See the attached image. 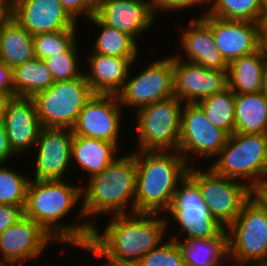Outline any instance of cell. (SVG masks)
I'll use <instances>...</instances> for the list:
<instances>
[{
    "mask_svg": "<svg viewBox=\"0 0 267 266\" xmlns=\"http://www.w3.org/2000/svg\"><path fill=\"white\" fill-rule=\"evenodd\" d=\"M136 160L135 213L165 214L189 165L178 151H133Z\"/></svg>",
    "mask_w": 267,
    "mask_h": 266,
    "instance_id": "3957f363",
    "label": "cell"
},
{
    "mask_svg": "<svg viewBox=\"0 0 267 266\" xmlns=\"http://www.w3.org/2000/svg\"><path fill=\"white\" fill-rule=\"evenodd\" d=\"M78 28L33 35L36 58L45 60L67 52L78 40ZM78 39V40H77Z\"/></svg>",
    "mask_w": 267,
    "mask_h": 266,
    "instance_id": "d6a6232c",
    "label": "cell"
},
{
    "mask_svg": "<svg viewBox=\"0 0 267 266\" xmlns=\"http://www.w3.org/2000/svg\"><path fill=\"white\" fill-rule=\"evenodd\" d=\"M189 22L188 27L182 28L179 38V45L184 51L182 56H186L184 61L207 69L227 71L228 63L215 45L211 28L200 18V15L198 18H191Z\"/></svg>",
    "mask_w": 267,
    "mask_h": 266,
    "instance_id": "44dd1931",
    "label": "cell"
},
{
    "mask_svg": "<svg viewBox=\"0 0 267 266\" xmlns=\"http://www.w3.org/2000/svg\"><path fill=\"white\" fill-rule=\"evenodd\" d=\"M119 266H143V265L140 263V261H136V262H126Z\"/></svg>",
    "mask_w": 267,
    "mask_h": 266,
    "instance_id": "c3c4849f",
    "label": "cell"
},
{
    "mask_svg": "<svg viewBox=\"0 0 267 266\" xmlns=\"http://www.w3.org/2000/svg\"><path fill=\"white\" fill-rule=\"evenodd\" d=\"M17 156L10 147L8 136L2 123H0V164H7V161Z\"/></svg>",
    "mask_w": 267,
    "mask_h": 266,
    "instance_id": "ab89813d",
    "label": "cell"
},
{
    "mask_svg": "<svg viewBox=\"0 0 267 266\" xmlns=\"http://www.w3.org/2000/svg\"><path fill=\"white\" fill-rule=\"evenodd\" d=\"M93 95L83 75L69 81H54L51 87L36 93L32 99L42 127L72 129Z\"/></svg>",
    "mask_w": 267,
    "mask_h": 266,
    "instance_id": "9c48e42d",
    "label": "cell"
},
{
    "mask_svg": "<svg viewBox=\"0 0 267 266\" xmlns=\"http://www.w3.org/2000/svg\"><path fill=\"white\" fill-rule=\"evenodd\" d=\"M198 1H199V3H200L203 7L206 6V8H207V9L204 10V12H203V14H204V13H206V12L210 9V6H211V7L213 6V4H214L217 0H198ZM204 5H205V6H204Z\"/></svg>",
    "mask_w": 267,
    "mask_h": 266,
    "instance_id": "bcb514c9",
    "label": "cell"
},
{
    "mask_svg": "<svg viewBox=\"0 0 267 266\" xmlns=\"http://www.w3.org/2000/svg\"><path fill=\"white\" fill-rule=\"evenodd\" d=\"M11 16L31 35L79 27L60 0H17Z\"/></svg>",
    "mask_w": 267,
    "mask_h": 266,
    "instance_id": "ac0fdd59",
    "label": "cell"
},
{
    "mask_svg": "<svg viewBox=\"0 0 267 266\" xmlns=\"http://www.w3.org/2000/svg\"><path fill=\"white\" fill-rule=\"evenodd\" d=\"M1 123L5 128L10 147L17 157L19 154H25L28 149L30 152L34 149L43 128L35 103L28 97H13L7 105Z\"/></svg>",
    "mask_w": 267,
    "mask_h": 266,
    "instance_id": "ffe728a7",
    "label": "cell"
},
{
    "mask_svg": "<svg viewBox=\"0 0 267 266\" xmlns=\"http://www.w3.org/2000/svg\"><path fill=\"white\" fill-rule=\"evenodd\" d=\"M183 105L172 96L135 111L139 148L133 150L178 151Z\"/></svg>",
    "mask_w": 267,
    "mask_h": 266,
    "instance_id": "ba28073f",
    "label": "cell"
},
{
    "mask_svg": "<svg viewBox=\"0 0 267 266\" xmlns=\"http://www.w3.org/2000/svg\"><path fill=\"white\" fill-rule=\"evenodd\" d=\"M24 206L0 204V234L24 216Z\"/></svg>",
    "mask_w": 267,
    "mask_h": 266,
    "instance_id": "74e56055",
    "label": "cell"
},
{
    "mask_svg": "<svg viewBox=\"0 0 267 266\" xmlns=\"http://www.w3.org/2000/svg\"><path fill=\"white\" fill-rule=\"evenodd\" d=\"M119 149L117 144L106 140L73 135L71 162L88 173L90 178L113 163L120 156L117 155Z\"/></svg>",
    "mask_w": 267,
    "mask_h": 266,
    "instance_id": "603a6c76",
    "label": "cell"
},
{
    "mask_svg": "<svg viewBox=\"0 0 267 266\" xmlns=\"http://www.w3.org/2000/svg\"><path fill=\"white\" fill-rule=\"evenodd\" d=\"M235 132L267 134V98L261 92L235 95Z\"/></svg>",
    "mask_w": 267,
    "mask_h": 266,
    "instance_id": "484cf974",
    "label": "cell"
},
{
    "mask_svg": "<svg viewBox=\"0 0 267 266\" xmlns=\"http://www.w3.org/2000/svg\"><path fill=\"white\" fill-rule=\"evenodd\" d=\"M185 266H222L228 259V237L178 241Z\"/></svg>",
    "mask_w": 267,
    "mask_h": 266,
    "instance_id": "4316f807",
    "label": "cell"
},
{
    "mask_svg": "<svg viewBox=\"0 0 267 266\" xmlns=\"http://www.w3.org/2000/svg\"><path fill=\"white\" fill-rule=\"evenodd\" d=\"M207 13L216 18L259 23L262 13L261 0H217Z\"/></svg>",
    "mask_w": 267,
    "mask_h": 266,
    "instance_id": "4dcf8cb0",
    "label": "cell"
},
{
    "mask_svg": "<svg viewBox=\"0 0 267 266\" xmlns=\"http://www.w3.org/2000/svg\"><path fill=\"white\" fill-rule=\"evenodd\" d=\"M144 65L139 74H131L117 94L122 107L138 109L174 96L172 55ZM133 75V77L131 76Z\"/></svg>",
    "mask_w": 267,
    "mask_h": 266,
    "instance_id": "8fae6325",
    "label": "cell"
},
{
    "mask_svg": "<svg viewBox=\"0 0 267 266\" xmlns=\"http://www.w3.org/2000/svg\"><path fill=\"white\" fill-rule=\"evenodd\" d=\"M95 16L103 24L129 34L137 42L136 38L156 21L150 0H97Z\"/></svg>",
    "mask_w": 267,
    "mask_h": 266,
    "instance_id": "d6986e66",
    "label": "cell"
},
{
    "mask_svg": "<svg viewBox=\"0 0 267 266\" xmlns=\"http://www.w3.org/2000/svg\"><path fill=\"white\" fill-rule=\"evenodd\" d=\"M12 4H14L17 0H9Z\"/></svg>",
    "mask_w": 267,
    "mask_h": 266,
    "instance_id": "f5cc1de1",
    "label": "cell"
},
{
    "mask_svg": "<svg viewBox=\"0 0 267 266\" xmlns=\"http://www.w3.org/2000/svg\"><path fill=\"white\" fill-rule=\"evenodd\" d=\"M260 48L267 55V13L263 14L259 22Z\"/></svg>",
    "mask_w": 267,
    "mask_h": 266,
    "instance_id": "60d3db41",
    "label": "cell"
},
{
    "mask_svg": "<svg viewBox=\"0 0 267 266\" xmlns=\"http://www.w3.org/2000/svg\"><path fill=\"white\" fill-rule=\"evenodd\" d=\"M199 166H190L187 175L198 185L210 215L227 228L254 191L241 181L217 175L210 168L201 169Z\"/></svg>",
    "mask_w": 267,
    "mask_h": 266,
    "instance_id": "30bf717a",
    "label": "cell"
},
{
    "mask_svg": "<svg viewBox=\"0 0 267 266\" xmlns=\"http://www.w3.org/2000/svg\"><path fill=\"white\" fill-rule=\"evenodd\" d=\"M112 217L102 233L97 224L92 227L90 241L84 249L97 258H104L100 266L140 261L167 239L170 225L165 215L133 213Z\"/></svg>",
    "mask_w": 267,
    "mask_h": 266,
    "instance_id": "7a4b0ae2",
    "label": "cell"
},
{
    "mask_svg": "<svg viewBox=\"0 0 267 266\" xmlns=\"http://www.w3.org/2000/svg\"><path fill=\"white\" fill-rule=\"evenodd\" d=\"M200 18L211 28L215 45L228 64L260 48L259 23L216 18L207 12Z\"/></svg>",
    "mask_w": 267,
    "mask_h": 266,
    "instance_id": "e0dca14e",
    "label": "cell"
},
{
    "mask_svg": "<svg viewBox=\"0 0 267 266\" xmlns=\"http://www.w3.org/2000/svg\"><path fill=\"white\" fill-rule=\"evenodd\" d=\"M254 194L267 207V179L259 185Z\"/></svg>",
    "mask_w": 267,
    "mask_h": 266,
    "instance_id": "b9f144b4",
    "label": "cell"
},
{
    "mask_svg": "<svg viewBox=\"0 0 267 266\" xmlns=\"http://www.w3.org/2000/svg\"><path fill=\"white\" fill-rule=\"evenodd\" d=\"M166 214L178 225L179 232L176 236L171 231L167 236L176 241L228 237L226 228L210 215L198 185L188 175L178 185ZM182 233H185L184 238Z\"/></svg>",
    "mask_w": 267,
    "mask_h": 266,
    "instance_id": "8992f818",
    "label": "cell"
},
{
    "mask_svg": "<svg viewBox=\"0 0 267 266\" xmlns=\"http://www.w3.org/2000/svg\"><path fill=\"white\" fill-rule=\"evenodd\" d=\"M67 12L77 21L79 17L89 19L95 15L97 0H60Z\"/></svg>",
    "mask_w": 267,
    "mask_h": 266,
    "instance_id": "d590c367",
    "label": "cell"
},
{
    "mask_svg": "<svg viewBox=\"0 0 267 266\" xmlns=\"http://www.w3.org/2000/svg\"><path fill=\"white\" fill-rule=\"evenodd\" d=\"M0 3H11L9 0H0Z\"/></svg>",
    "mask_w": 267,
    "mask_h": 266,
    "instance_id": "816d5d0a",
    "label": "cell"
},
{
    "mask_svg": "<svg viewBox=\"0 0 267 266\" xmlns=\"http://www.w3.org/2000/svg\"><path fill=\"white\" fill-rule=\"evenodd\" d=\"M73 132L69 128L43 127L36 142L34 180H66L70 170ZM66 176V177H65Z\"/></svg>",
    "mask_w": 267,
    "mask_h": 266,
    "instance_id": "9a60e30c",
    "label": "cell"
},
{
    "mask_svg": "<svg viewBox=\"0 0 267 266\" xmlns=\"http://www.w3.org/2000/svg\"><path fill=\"white\" fill-rule=\"evenodd\" d=\"M2 25H3V23H0V33H1Z\"/></svg>",
    "mask_w": 267,
    "mask_h": 266,
    "instance_id": "db71d44e",
    "label": "cell"
},
{
    "mask_svg": "<svg viewBox=\"0 0 267 266\" xmlns=\"http://www.w3.org/2000/svg\"><path fill=\"white\" fill-rule=\"evenodd\" d=\"M50 243L56 244L37 222L23 216L0 234V263L22 264L36 260Z\"/></svg>",
    "mask_w": 267,
    "mask_h": 266,
    "instance_id": "2e32d148",
    "label": "cell"
},
{
    "mask_svg": "<svg viewBox=\"0 0 267 266\" xmlns=\"http://www.w3.org/2000/svg\"><path fill=\"white\" fill-rule=\"evenodd\" d=\"M212 162L209 168L215 174L255 191L267 179V134L232 133Z\"/></svg>",
    "mask_w": 267,
    "mask_h": 266,
    "instance_id": "5b68a950",
    "label": "cell"
},
{
    "mask_svg": "<svg viewBox=\"0 0 267 266\" xmlns=\"http://www.w3.org/2000/svg\"><path fill=\"white\" fill-rule=\"evenodd\" d=\"M35 57L33 35L10 15L0 33V61L13 69Z\"/></svg>",
    "mask_w": 267,
    "mask_h": 266,
    "instance_id": "d4e9b609",
    "label": "cell"
},
{
    "mask_svg": "<svg viewBox=\"0 0 267 266\" xmlns=\"http://www.w3.org/2000/svg\"><path fill=\"white\" fill-rule=\"evenodd\" d=\"M12 7V3H0V23H3L11 15Z\"/></svg>",
    "mask_w": 267,
    "mask_h": 266,
    "instance_id": "ee69618b",
    "label": "cell"
},
{
    "mask_svg": "<svg viewBox=\"0 0 267 266\" xmlns=\"http://www.w3.org/2000/svg\"><path fill=\"white\" fill-rule=\"evenodd\" d=\"M262 1V13H267V0H261Z\"/></svg>",
    "mask_w": 267,
    "mask_h": 266,
    "instance_id": "681fc988",
    "label": "cell"
},
{
    "mask_svg": "<svg viewBox=\"0 0 267 266\" xmlns=\"http://www.w3.org/2000/svg\"><path fill=\"white\" fill-rule=\"evenodd\" d=\"M266 59V53L259 48L254 53L232 60L227 69L228 88L235 94L261 92Z\"/></svg>",
    "mask_w": 267,
    "mask_h": 266,
    "instance_id": "cb8c5ba5",
    "label": "cell"
},
{
    "mask_svg": "<svg viewBox=\"0 0 267 266\" xmlns=\"http://www.w3.org/2000/svg\"><path fill=\"white\" fill-rule=\"evenodd\" d=\"M87 20L101 29L93 41L91 52L121 58H139L140 46L132 36L103 24L95 15Z\"/></svg>",
    "mask_w": 267,
    "mask_h": 266,
    "instance_id": "83f0119b",
    "label": "cell"
},
{
    "mask_svg": "<svg viewBox=\"0 0 267 266\" xmlns=\"http://www.w3.org/2000/svg\"><path fill=\"white\" fill-rule=\"evenodd\" d=\"M229 263H267V207L253 194L226 228Z\"/></svg>",
    "mask_w": 267,
    "mask_h": 266,
    "instance_id": "52a82bcc",
    "label": "cell"
},
{
    "mask_svg": "<svg viewBox=\"0 0 267 266\" xmlns=\"http://www.w3.org/2000/svg\"><path fill=\"white\" fill-rule=\"evenodd\" d=\"M78 41L65 53L43 60L54 81H69L84 75L81 72V54Z\"/></svg>",
    "mask_w": 267,
    "mask_h": 266,
    "instance_id": "836d02e7",
    "label": "cell"
},
{
    "mask_svg": "<svg viewBox=\"0 0 267 266\" xmlns=\"http://www.w3.org/2000/svg\"><path fill=\"white\" fill-rule=\"evenodd\" d=\"M12 97L8 93L0 92V123L2 122L7 105Z\"/></svg>",
    "mask_w": 267,
    "mask_h": 266,
    "instance_id": "7bdbcfd3",
    "label": "cell"
},
{
    "mask_svg": "<svg viewBox=\"0 0 267 266\" xmlns=\"http://www.w3.org/2000/svg\"><path fill=\"white\" fill-rule=\"evenodd\" d=\"M24 266V264L0 263V266Z\"/></svg>",
    "mask_w": 267,
    "mask_h": 266,
    "instance_id": "f907efd6",
    "label": "cell"
},
{
    "mask_svg": "<svg viewBox=\"0 0 267 266\" xmlns=\"http://www.w3.org/2000/svg\"><path fill=\"white\" fill-rule=\"evenodd\" d=\"M131 152L122 154L102 172L88 178V183L82 182L79 206L92 227L97 222L94 217L101 214L110 213L111 217L135 213L136 160Z\"/></svg>",
    "mask_w": 267,
    "mask_h": 266,
    "instance_id": "277c9868",
    "label": "cell"
},
{
    "mask_svg": "<svg viewBox=\"0 0 267 266\" xmlns=\"http://www.w3.org/2000/svg\"><path fill=\"white\" fill-rule=\"evenodd\" d=\"M7 166L0 164V204L25 206L30 176Z\"/></svg>",
    "mask_w": 267,
    "mask_h": 266,
    "instance_id": "1f68e13d",
    "label": "cell"
},
{
    "mask_svg": "<svg viewBox=\"0 0 267 266\" xmlns=\"http://www.w3.org/2000/svg\"><path fill=\"white\" fill-rule=\"evenodd\" d=\"M235 95L230 88H226L196 103L211 124L229 136L235 132Z\"/></svg>",
    "mask_w": 267,
    "mask_h": 266,
    "instance_id": "f546056e",
    "label": "cell"
},
{
    "mask_svg": "<svg viewBox=\"0 0 267 266\" xmlns=\"http://www.w3.org/2000/svg\"><path fill=\"white\" fill-rule=\"evenodd\" d=\"M261 93L267 98V59L262 74Z\"/></svg>",
    "mask_w": 267,
    "mask_h": 266,
    "instance_id": "f6af8a7d",
    "label": "cell"
},
{
    "mask_svg": "<svg viewBox=\"0 0 267 266\" xmlns=\"http://www.w3.org/2000/svg\"><path fill=\"white\" fill-rule=\"evenodd\" d=\"M66 181L31 179L23 209L24 216L37 222L59 244L65 243L69 248L72 246L84 250L90 241L92 226L84 217L82 209L75 216L79 222L66 224L62 221L82 201L81 186Z\"/></svg>",
    "mask_w": 267,
    "mask_h": 266,
    "instance_id": "6da1fadb",
    "label": "cell"
},
{
    "mask_svg": "<svg viewBox=\"0 0 267 266\" xmlns=\"http://www.w3.org/2000/svg\"><path fill=\"white\" fill-rule=\"evenodd\" d=\"M232 266H267V263H232Z\"/></svg>",
    "mask_w": 267,
    "mask_h": 266,
    "instance_id": "7dc6e473",
    "label": "cell"
},
{
    "mask_svg": "<svg viewBox=\"0 0 267 266\" xmlns=\"http://www.w3.org/2000/svg\"><path fill=\"white\" fill-rule=\"evenodd\" d=\"M14 97L32 98L36 93L47 90L54 83L45 62L33 58L12 69Z\"/></svg>",
    "mask_w": 267,
    "mask_h": 266,
    "instance_id": "f1b7e54d",
    "label": "cell"
},
{
    "mask_svg": "<svg viewBox=\"0 0 267 266\" xmlns=\"http://www.w3.org/2000/svg\"><path fill=\"white\" fill-rule=\"evenodd\" d=\"M228 137L225 131L211 124L196 103H184L178 152L189 166H192V156L199 155V159L203 157L213 160L226 144Z\"/></svg>",
    "mask_w": 267,
    "mask_h": 266,
    "instance_id": "7c38bea8",
    "label": "cell"
},
{
    "mask_svg": "<svg viewBox=\"0 0 267 266\" xmlns=\"http://www.w3.org/2000/svg\"><path fill=\"white\" fill-rule=\"evenodd\" d=\"M86 60L89 72H84L94 94L117 95L128 78L137 58H121L88 52ZM133 65V67H132Z\"/></svg>",
    "mask_w": 267,
    "mask_h": 266,
    "instance_id": "7402d4cb",
    "label": "cell"
},
{
    "mask_svg": "<svg viewBox=\"0 0 267 266\" xmlns=\"http://www.w3.org/2000/svg\"><path fill=\"white\" fill-rule=\"evenodd\" d=\"M174 96L183 103H198L228 88L227 71L207 69L172 55Z\"/></svg>",
    "mask_w": 267,
    "mask_h": 266,
    "instance_id": "5bb4252c",
    "label": "cell"
},
{
    "mask_svg": "<svg viewBox=\"0 0 267 266\" xmlns=\"http://www.w3.org/2000/svg\"><path fill=\"white\" fill-rule=\"evenodd\" d=\"M121 112L117 95L94 94L79 113L73 135L106 140L120 147Z\"/></svg>",
    "mask_w": 267,
    "mask_h": 266,
    "instance_id": "4fadbf2b",
    "label": "cell"
},
{
    "mask_svg": "<svg viewBox=\"0 0 267 266\" xmlns=\"http://www.w3.org/2000/svg\"><path fill=\"white\" fill-rule=\"evenodd\" d=\"M140 263L143 266H185L179 243L173 238L149 251Z\"/></svg>",
    "mask_w": 267,
    "mask_h": 266,
    "instance_id": "e575fe53",
    "label": "cell"
},
{
    "mask_svg": "<svg viewBox=\"0 0 267 266\" xmlns=\"http://www.w3.org/2000/svg\"><path fill=\"white\" fill-rule=\"evenodd\" d=\"M150 5L153 14L157 18V11L161 12H169L176 10H185L186 8H191L193 6H202L198 0H150Z\"/></svg>",
    "mask_w": 267,
    "mask_h": 266,
    "instance_id": "8d00e7d4",
    "label": "cell"
},
{
    "mask_svg": "<svg viewBox=\"0 0 267 266\" xmlns=\"http://www.w3.org/2000/svg\"><path fill=\"white\" fill-rule=\"evenodd\" d=\"M0 92L8 93L14 97L12 68L0 61Z\"/></svg>",
    "mask_w": 267,
    "mask_h": 266,
    "instance_id": "f35d334b",
    "label": "cell"
}]
</instances>
